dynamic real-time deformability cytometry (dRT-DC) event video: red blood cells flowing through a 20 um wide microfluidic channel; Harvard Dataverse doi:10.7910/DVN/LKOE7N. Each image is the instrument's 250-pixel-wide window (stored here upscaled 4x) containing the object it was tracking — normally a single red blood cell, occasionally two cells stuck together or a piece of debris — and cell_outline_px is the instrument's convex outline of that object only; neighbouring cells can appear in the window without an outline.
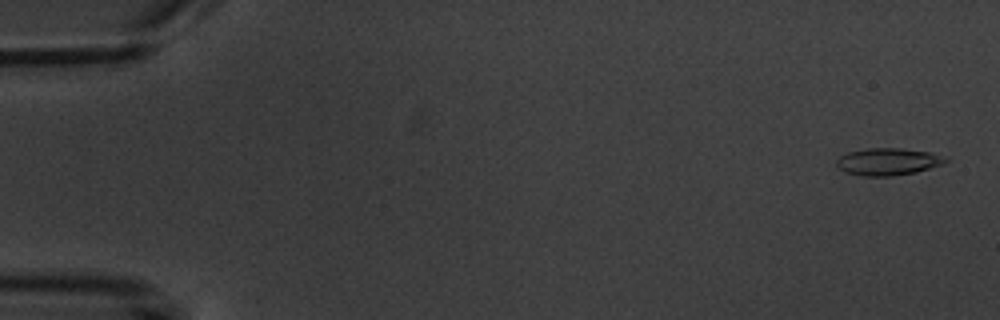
{"species": "common noctule bat (a hibernating species)", "species_latin": "Nyctalus noctula", "temperature_condition": "warm", "stored_images_in_passage": 10, "camera_frame_rate_fps": 3000, "um_per_image_px": 0.085, "animal": {"sex": "male", "body_mass_g": 20.1, "forearm_length_mm": 53.5}, "frame": {"image": 1, "passage_image": 1, "time_ms": 0.0, "image_size_px": [1000, 320], "cell_outline_px": [[948, 160], [944, 164], [916, 172], [892, 176], [860, 176], [844, 172], [836, 164], [836, 160], [840, 156], [848, 152], [868, 148], [900, 148], [928, 152], [940, 156]], "centroid_in_image_um": [75.43, 13.75], "position_along_channel_um": 9.6, "area_um2": 17.17}}
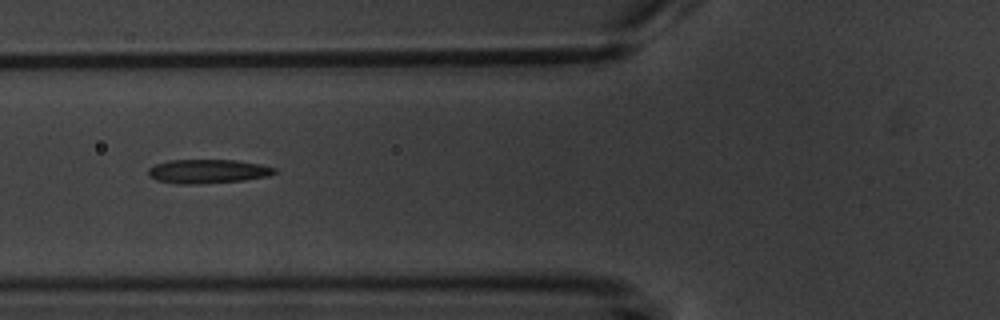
{"frame": {"image": 2, "passage_image": 6, "time_ms": 6.667, "image_size_px": [1000, 320], "cell_outline_px": [[276, 172], [268, 176], [244, 180], [196, 184], [176, 184], [156, 180], [148, 176], [148, 168], [156, 164], [168, 160], [236, 160], [260, 164], [276, 168]], "centroid_in_image_um": [17.63, 14.56], "position_along_channel_um": 108.2, "area_um2": 17.69}}
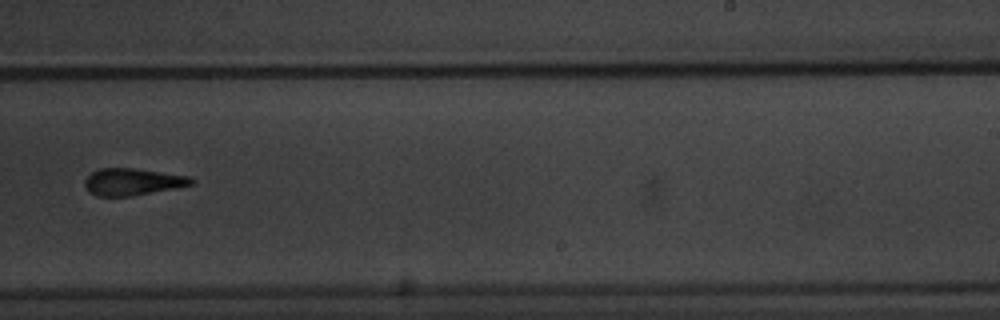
{"frame": {"image": 3, "passage_image": 10, "time_ms": 11.333, "image_size_px": [1000, 320], "cell_outline_px": [[196, 184], [176, 188], [128, 196], [96, 196], [88, 192], [84, 184], [84, 180], [92, 172], [100, 168], [132, 168], [188, 176], [196, 180]], "centroid_in_image_um": [11.26, 15.46], "position_along_channel_um": 277.7, "area_um2": 16.7}}